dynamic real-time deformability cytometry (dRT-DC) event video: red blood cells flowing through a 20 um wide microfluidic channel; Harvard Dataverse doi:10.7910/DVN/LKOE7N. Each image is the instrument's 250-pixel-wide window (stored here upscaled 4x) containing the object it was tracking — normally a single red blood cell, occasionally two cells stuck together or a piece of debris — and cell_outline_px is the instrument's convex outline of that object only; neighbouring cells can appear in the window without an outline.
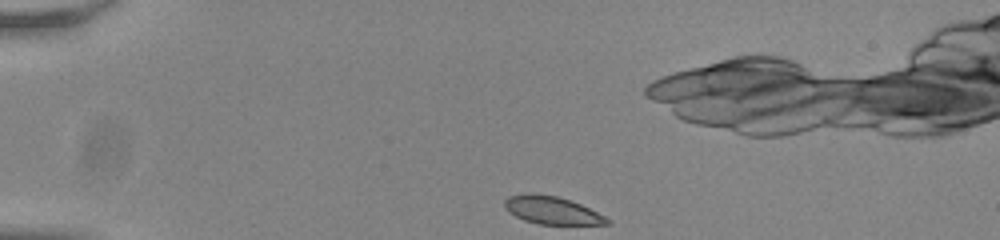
{"species": "common noctule bat (a hibernating species)", "species_latin": "Nyctalus noctula", "temperature_condition": "room temperature", "stored_images_in_passage": 40, "camera_frame_rate_fps": 3000, "um_per_image_px": 0.085, "animal": {"sex": "male", "body_mass_g": 20.0, "forearm_length_mm": 53.3}, "frame": {"image": 1, "passage_image": 1, "time_ms": 0.0, "image_size_px": [1000, 240], "cell_outline_px": [[612, 224], [540, 224], [524, 220], [508, 212], [504, 208], [504, 200], [508, 196], [532, 192], [556, 196], [580, 204], [612, 220]], "centroid_in_image_um": [46.88, 17.87], "position_along_channel_um": 38.1, "area_um2": 16.53}}
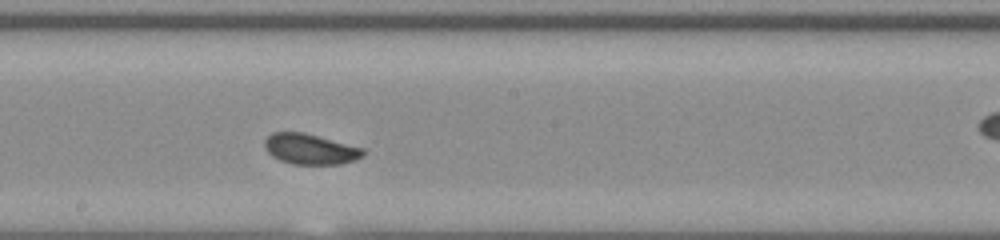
{"frame": {"image": 2, "passage_image": 20, "time_ms": 6.333, "image_size_px": [1000, 240], "cell_outline_px": [[364, 156], [356, 160], [340, 164], [292, 164], [280, 160], [272, 156], [264, 148], [264, 140], [272, 132], [304, 132], [364, 148]], "centroid_in_image_um": [26.37, 12.67], "position_along_channel_um": 221.8, "area_um2": 17.63}}
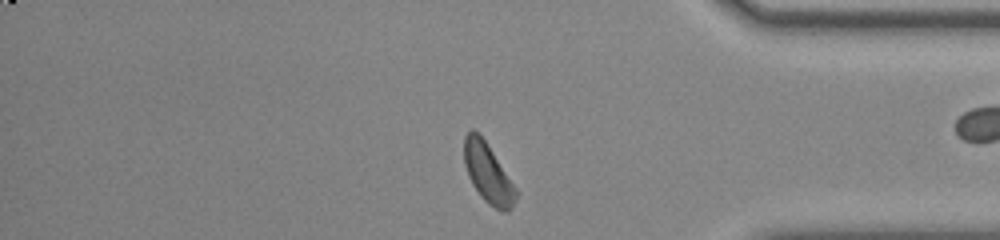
{"frame": {"image": 3, "passage_image": 35, "time_ms": 11.333, "image_size_px": [1000, 240], "cell_outline_px": [[516, 200], [512, 208], [508, 212], [504, 212], [488, 204], [480, 196], [472, 184], [468, 176], [464, 164], [464, 136], [472, 128], [484, 140], [516, 188]], "centroid_in_image_um": [41.46, 14.76], "position_along_channel_um": 393.7, "area_um2": 17.63}}